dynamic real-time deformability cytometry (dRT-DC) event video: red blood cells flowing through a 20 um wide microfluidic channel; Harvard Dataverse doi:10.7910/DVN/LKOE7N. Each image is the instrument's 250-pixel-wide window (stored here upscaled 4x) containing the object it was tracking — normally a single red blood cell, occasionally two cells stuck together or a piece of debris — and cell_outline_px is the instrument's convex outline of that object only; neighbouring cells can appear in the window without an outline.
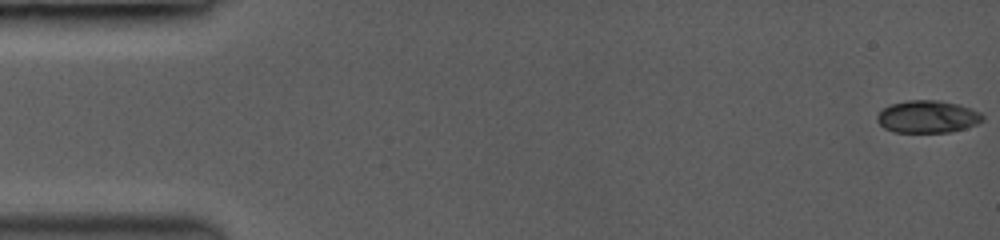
{"species": "common noctule bat (a hibernating species)", "species_latin": "Nyctalus noctula", "temperature_condition": "room temperature", "stored_images_in_passage": 56, "camera_frame_rate_fps": 3500, "um_per_image_px": 0.085, "animal": {"sex": "female", "body_mass_g": 19.0, "forearm_length_mm": 53.3}, "frame": {"image": 1, "passage_image": 1, "time_ms": 0.0, "image_size_px": [1000, 240], "cell_outline_px": [[984, 120], [976, 124], [964, 128], [948, 132], [892, 132], [884, 128], [876, 120], [876, 116], [884, 108], [892, 104], [908, 100], [940, 100], [956, 104], [980, 112], [984, 116]], "centroid_in_image_um": [78.82, 9.92], "position_along_channel_um": 6.2, "area_um2": 19.77}}
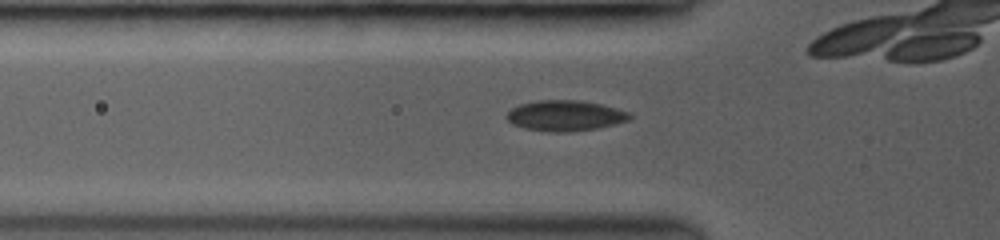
{"frame": {"image": 2, "passage_image": 20, "time_ms": 5.429, "image_size_px": [1000, 240], "cell_outline_px": [[632, 116], [628, 120], [616, 124], [596, 128], [572, 132], [548, 132], [524, 128], [512, 124], [508, 120], [508, 112], [512, 108], [520, 104], [540, 100], [576, 100], [600, 104], [628, 112]], "centroid_in_image_um": [48.03, 9.84], "position_along_channel_um": 77.8, "area_um2": 21.73}}
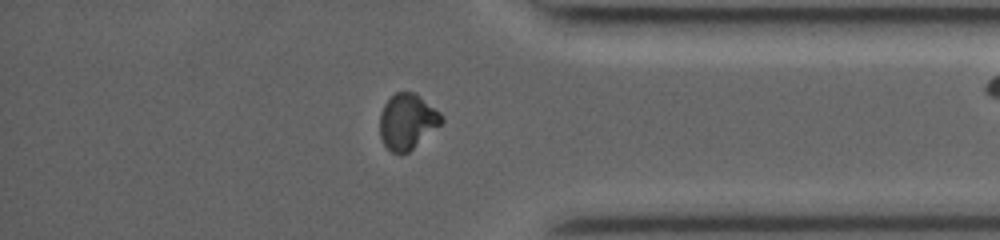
{"frame": {"image": 3, "passage_image": 48, "time_ms": 13.429, "image_size_px": [1000, 240], "cell_outline_px": [[444, 120], [440, 124], [408, 152], [392, 152], [384, 144], [380, 136], [380, 112], [384, 104], [396, 92], [412, 92], [440, 112], [444, 116]], "centroid_in_image_um": [34.6, 10.32], "position_along_channel_um": 400.6, "area_um2": 19.42}, "authors_computed_cell_mechanics": {"area_um2": 20.4612, "velocity_mm_per_s": 4.0888, "shape_relaxation_time_tau1_ms": null, "shape_relaxation_time_tau2_ms": 1.0784, "deformation_change_tau1": null, "deformation_change_tau2": 0.0328}}